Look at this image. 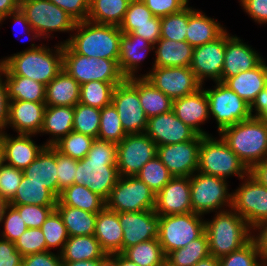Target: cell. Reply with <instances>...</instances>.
<instances>
[{
    "mask_svg": "<svg viewBox=\"0 0 267 266\" xmlns=\"http://www.w3.org/2000/svg\"><path fill=\"white\" fill-rule=\"evenodd\" d=\"M117 144L95 139L86 157L77 160L74 184H82L105 200L120 178Z\"/></svg>",
    "mask_w": 267,
    "mask_h": 266,
    "instance_id": "1",
    "label": "cell"
},
{
    "mask_svg": "<svg viewBox=\"0 0 267 266\" xmlns=\"http://www.w3.org/2000/svg\"><path fill=\"white\" fill-rule=\"evenodd\" d=\"M43 43L3 57L2 64L16 76H24L47 85L63 70V43L49 48Z\"/></svg>",
    "mask_w": 267,
    "mask_h": 266,
    "instance_id": "2",
    "label": "cell"
},
{
    "mask_svg": "<svg viewBox=\"0 0 267 266\" xmlns=\"http://www.w3.org/2000/svg\"><path fill=\"white\" fill-rule=\"evenodd\" d=\"M72 33L61 43H66L75 53L97 59L119 60L123 33L118 26L85 20L77 22Z\"/></svg>",
    "mask_w": 267,
    "mask_h": 266,
    "instance_id": "3",
    "label": "cell"
},
{
    "mask_svg": "<svg viewBox=\"0 0 267 266\" xmlns=\"http://www.w3.org/2000/svg\"><path fill=\"white\" fill-rule=\"evenodd\" d=\"M218 135L249 169L267 158V120L251 117Z\"/></svg>",
    "mask_w": 267,
    "mask_h": 266,
    "instance_id": "4",
    "label": "cell"
},
{
    "mask_svg": "<svg viewBox=\"0 0 267 266\" xmlns=\"http://www.w3.org/2000/svg\"><path fill=\"white\" fill-rule=\"evenodd\" d=\"M213 217L205 219V233L213 257L219 259L239 250L252 239V229L232 208L216 212Z\"/></svg>",
    "mask_w": 267,
    "mask_h": 266,
    "instance_id": "5",
    "label": "cell"
},
{
    "mask_svg": "<svg viewBox=\"0 0 267 266\" xmlns=\"http://www.w3.org/2000/svg\"><path fill=\"white\" fill-rule=\"evenodd\" d=\"M198 171L226 180L233 175L242 180L250 173V169L222 138L212 135L202 137L199 148Z\"/></svg>",
    "mask_w": 267,
    "mask_h": 266,
    "instance_id": "6",
    "label": "cell"
},
{
    "mask_svg": "<svg viewBox=\"0 0 267 266\" xmlns=\"http://www.w3.org/2000/svg\"><path fill=\"white\" fill-rule=\"evenodd\" d=\"M63 69L80 85L90 81L122 83L118 60L87 57L75 53L66 43L63 44Z\"/></svg>",
    "mask_w": 267,
    "mask_h": 266,
    "instance_id": "7",
    "label": "cell"
},
{
    "mask_svg": "<svg viewBox=\"0 0 267 266\" xmlns=\"http://www.w3.org/2000/svg\"><path fill=\"white\" fill-rule=\"evenodd\" d=\"M228 182L226 179L199 171L191 175L192 211L204 216L211 212L228 210L227 207L230 209L232 206V192H229Z\"/></svg>",
    "mask_w": 267,
    "mask_h": 266,
    "instance_id": "8",
    "label": "cell"
},
{
    "mask_svg": "<svg viewBox=\"0 0 267 266\" xmlns=\"http://www.w3.org/2000/svg\"><path fill=\"white\" fill-rule=\"evenodd\" d=\"M19 8L39 41L52 36L54 38L52 32L72 33L77 23L73 17L49 0H20Z\"/></svg>",
    "mask_w": 267,
    "mask_h": 266,
    "instance_id": "9",
    "label": "cell"
},
{
    "mask_svg": "<svg viewBox=\"0 0 267 266\" xmlns=\"http://www.w3.org/2000/svg\"><path fill=\"white\" fill-rule=\"evenodd\" d=\"M205 232L203 215L194 212L159 216L158 241L165 256L185 247Z\"/></svg>",
    "mask_w": 267,
    "mask_h": 266,
    "instance_id": "10",
    "label": "cell"
},
{
    "mask_svg": "<svg viewBox=\"0 0 267 266\" xmlns=\"http://www.w3.org/2000/svg\"><path fill=\"white\" fill-rule=\"evenodd\" d=\"M212 89L206 88L209 116L216 120L219 133L222 129L251 118L250 104L240 98L223 82H214Z\"/></svg>",
    "mask_w": 267,
    "mask_h": 266,
    "instance_id": "11",
    "label": "cell"
},
{
    "mask_svg": "<svg viewBox=\"0 0 267 266\" xmlns=\"http://www.w3.org/2000/svg\"><path fill=\"white\" fill-rule=\"evenodd\" d=\"M156 194L137 176H120L106 199V208L121 212L154 210Z\"/></svg>",
    "mask_w": 267,
    "mask_h": 266,
    "instance_id": "12",
    "label": "cell"
},
{
    "mask_svg": "<svg viewBox=\"0 0 267 266\" xmlns=\"http://www.w3.org/2000/svg\"><path fill=\"white\" fill-rule=\"evenodd\" d=\"M112 104L126 134L145 133L149 118L139 99V77H131L118 84L113 92Z\"/></svg>",
    "mask_w": 267,
    "mask_h": 266,
    "instance_id": "13",
    "label": "cell"
},
{
    "mask_svg": "<svg viewBox=\"0 0 267 266\" xmlns=\"http://www.w3.org/2000/svg\"><path fill=\"white\" fill-rule=\"evenodd\" d=\"M241 182L232 192L231 208L253 229L267 220V187L250 173Z\"/></svg>",
    "mask_w": 267,
    "mask_h": 266,
    "instance_id": "14",
    "label": "cell"
},
{
    "mask_svg": "<svg viewBox=\"0 0 267 266\" xmlns=\"http://www.w3.org/2000/svg\"><path fill=\"white\" fill-rule=\"evenodd\" d=\"M140 77H144L171 100L190 95L202 87L190 67H153Z\"/></svg>",
    "mask_w": 267,
    "mask_h": 266,
    "instance_id": "15",
    "label": "cell"
},
{
    "mask_svg": "<svg viewBox=\"0 0 267 266\" xmlns=\"http://www.w3.org/2000/svg\"><path fill=\"white\" fill-rule=\"evenodd\" d=\"M117 168L120 176H137L141 168L157 156L156 143L146 134H127L117 144Z\"/></svg>",
    "mask_w": 267,
    "mask_h": 266,
    "instance_id": "16",
    "label": "cell"
},
{
    "mask_svg": "<svg viewBox=\"0 0 267 266\" xmlns=\"http://www.w3.org/2000/svg\"><path fill=\"white\" fill-rule=\"evenodd\" d=\"M202 137L197 135L190 141L157 146V156L173 177H190L198 171Z\"/></svg>",
    "mask_w": 267,
    "mask_h": 266,
    "instance_id": "17",
    "label": "cell"
},
{
    "mask_svg": "<svg viewBox=\"0 0 267 266\" xmlns=\"http://www.w3.org/2000/svg\"><path fill=\"white\" fill-rule=\"evenodd\" d=\"M224 58L225 31L217 39L193 49L190 69L202 84L207 79L222 82Z\"/></svg>",
    "mask_w": 267,
    "mask_h": 266,
    "instance_id": "18",
    "label": "cell"
},
{
    "mask_svg": "<svg viewBox=\"0 0 267 266\" xmlns=\"http://www.w3.org/2000/svg\"><path fill=\"white\" fill-rule=\"evenodd\" d=\"M123 230L122 252L140 242L158 238L159 215L154 210L118 213Z\"/></svg>",
    "mask_w": 267,
    "mask_h": 266,
    "instance_id": "19",
    "label": "cell"
},
{
    "mask_svg": "<svg viewBox=\"0 0 267 266\" xmlns=\"http://www.w3.org/2000/svg\"><path fill=\"white\" fill-rule=\"evenodd\" d=\"M264 58L240 37L225 30V58L222 68V82L256 67Z\"/></svg>",
    "mask_w": 267,
    "mask_h": 266,
    "instance_id": "20",
    "label": "cell"
},
{
    "mask_svg": "<svg viewBox=\"0 0 267 266\" xmlns=\"http://www.w3.org/2000/svg\"><path fill=\"white\" fill-rule=\"evenodd\" d=\"M145 133L160 145H170L193 140L198 134L184 124L173 110L150 117Z\"/></svg>",
    "mask_w": 267,
    "mask_h": 266,
    "instance_id": "21",
    "label": "cell"
},
{
    "mask_svg": "<svg viewBox=\"0 0 267 266\" xmlns=\"http://www.w3.org/2000/svg\"><path fill=\"white\" fill-rule=\"evenodd\" d=\"M190 177H173L155 197L154 211L159 216L193 212Z\"/></svg>",
    "mask_w": 267,
    "mask_h": 266,
    "instance_id": "22",
    "label": "cell"
},
{
    "mask_svg": "<svg viewBox=\"0 0 267 266\" xmlns=\"http://www.w3.org/2000/svg\"><path fill=\"white\" fill-rule=\"evenodd\" d=\"M172 110L184 124L193 129L198 135H211L204 128H201V125L205 124V121L210 118L209 102L204 84L198 91L173 100Z\"/></svg>",
    "mask_w": 267,
    "mask_h": 266,
    "instance_id": "23",
    "label": "cell"
},
{
    "mask_svg": "<svg viewBox=\"0 0 267 266\" xmlns=\"http://www.w3.org/2000/svg\"><path fill=\"white\" fill-rule=\"evenodd\" d=\"M45 109V102L11 100L7 127L17 134L37 135L42 128Z\"/></svg>",
    "mask_w": 267,
    "mask_h": 266,
    "instance_id": "24",
    "label": "cell"
},
{
    "mask_svg": "<svg viewBox=\"0 0 267 266\" xmlns=\"http://www.w3.org/2000/svg\"><path fill=\"white\" fill-rule=\"evenodd\" d=\"M31 134H17L11 136L7 132L0 135V142L3 148L4 163L17 169L24 170L38 156L46 146L38 145Z\"/></svg>",
    "mask_w": 267,
    "mask_h": 266,
    "instance_id": "25",
    "label": "cell"
},
{
    "mask_svg": "<svg viewBox=\"0 0 267 266\" xmlns=\"http://www.w3.org/2000/svg\"><path fill=\"white\" fill-rule=\"evenodd\" d=\"M154 51V45L143 37L133 33L122 34L120 39V53L118 66L122 75L128 79L131 77H140L137 74L140 64L148 56L147 54ZM149 52V53H148Z\"/></svg>",
    "mask_w": 267,
    "mask_h": 266,
    "instance_id": "26",
    "label": "cell"
},
{
    "mask_svg": "<svg viewBox=\"0 0 267 266\" xmlns=\"http://www.w3.org/2000/svg\"><path fill=\"white\" fill-rule=\"evenodd\" d=\"M94 236L106 255L122 253L123 230L118 213L104 208L97 214Z\"/></svg>",
    "mask_w": 267,
    "mask_h": 266,
    "instance_id": "27",
    "label": "cell"
},
{
    "mask_svg": "<svg viewBox=\"0 0 267 266\" xmlns=\"http://www.w3.org/2000/svg\"><path fill=\"white\" fill-rule=\"evenodd\" d=\"M23 174L49 189L57 198L61 192L58 189V176L56 165V149L45 146L36 159L23 170Z\"/></svg>",
    "mask_w": 267,
    "mask_h": 266,
    "instance_id": "28",
    "label": "cell"
},
{
    "mask_svg": "<svg viewBox=\"0 0 267 266\" xmlns=\"http://www.w3.org/2000/svg\"><path fill=\"white\" fill-rule=\"evenodd\" d=\"M265 60L264 58L251 70L239 72L236 76L229 77L224 84L251 105L257 94L267 87V64Z\"/></svg>",
    "mask_w": 267,
    "mask_h": 266,
    "instance_id": "29",
    "label": "cell"
},
{
    "mask_svg": "<svg viewBox=\"0 0 267 266\" xmlns=\"http://www.w3.org/2000/svg\"><path fill=\"white\" fill-rule=\"evenodd\" d=\"M226 30L215 18L208 17L203 11L190 7L186 41L193 47L217 39Z\"/></svg>",
    "mask_w": 267,
    "mask_h": 266,
    "instance_id": "30",
    "label": "cell"
},
{
    "mask_svg": "<svg viewBox=\"0 0 267 266\" xmlns=\"http://www.w3.org/2000/svg\"><path fill=\"white\" fill-rule=\"evenodd\" d=\"M193 47L187 41L160 38L154 45L152 67H190Z\"/></svg>",
    "mask_w": 267,
    "mask_h": 266,
    "instance_id": "31",
    "label": "cell"
},
{
    "mask_svg": "<svg viewBox=\"0 0 267 266\" xmlns=\"http://www.w3.org/2000/svg\"><path fill=\"white\" fill-rule=\"evenodd\" d=\"M74 107L46 106L41 134H48L49 139L44 142L46 146H53L62 137L73 131ZM51 137V138H50Z\"/></svg>",
    "mask_w": 267,
    "mask_h": 266,
    "instance_id": "32",
    "label": "cell"
},
{
    "mask_svg": "<svg viewBox=\"0 0 267 266\" xmlns=\"http://www.w3.org/2000/svg\"><path fill=\"white\" fill-rule=\"evenodd\" d=\"M79 101L80 84L64 69L46 85V106L74 107Z\"/></svg>",
    "mask_w": 267,
    "mask_h": 266,
    "instance_id": "33",
    "label": "cell"
},
{
    "mask_svg": "<svg viewBox=\"0 0 267 266\" xmlns=\"http://www.w3.org/2000/svg\"><path fill=\"white\" fill-rule=\"evenodd\" d=\"M1 70L5 78L9 101L45 102L46 85L24 76L13 75L3 64Z\"/></svg>",
    "mask_w": 267,
    "mask_h": 266,
    "instance_id": "34",
    "label": "cell"
},
{
    "mask_svg": "<svg viewBox=\"0 0 267 266\" xmlns=\"http://www.w3.org/2000/svg\"><path fill=\"white\" fill-rule=\"evenodd\" d=\"M63 262L103 259L106 253L94 235L71 236L60 252Z\"/></svg>",
    "mask_w": 267,
    "mask_h": 266,
    "instance_id": "35",
    "label": "cell"
},
{
    "mask_svg": "<svg viewBox=\"0 0 267 266\" xmlns=\"http://www.w3.org/2000/svg\"><path fill=\"white\" fill-rule=\"evenodd\" d=\"M58 200L66 206L99 213L106 207V200L82 184H73L61 191Z\"/></svg>",
    "mask_w": 267,
    "mask_h": 266,
    "instance_id": "36",
    "label": "cell"
},
{
    "mask_svg": "<svg viewBox=\"0 0 267 266\" xmlns=\"http://www.w3.org/2000/svg\"><path fill=\"white\" fill-rule=\"evenodd\" d=\"M55 209L62 217L69 237L80 235H94L98 213H91L78 208L63 205L57 201Z\"/></svg>",
    "mask_w": 267,
    "mask_h": 266,
    "instance_id": "37",
    "label": "cell"
},
{
    "mask_svg": "<svg viewBox=\"0 0 267 266\" xmlns=\"http://www.w3.org/2000/svg\"><path fill=\"white\" fill-rule=\"evenodd\" d=\"M129 2L126 0H89L88 21L120 26Z\"/></svg>",
    "mask_w": 267,
    "mask_h": 266,
    "instance_id": "38",
    "label": "cell"
},
{
    "mask_svg": "<svg viewBox=\"0 0 267 266\" xmlns=\"http://www.w3.org/2000/svg\"><path fill=\"white\" fill-rule=\"evenodd\" d=\"M58 198L43 184L30 181L24 174L10 205L56 206Z\"/></svg>",
    "mask_w": 267,
    "mask_h": 266,
    "instance_id": "39",
    "label": "cell"
},
{
    "mask_svg": "<svg viewBox=\"0 0 267 266\" xmlns=\"http://www.w3.org/2000/svg\"><path fill=\"white\" fill-rule=\"evenodd\" d=\"M139 99L141 107L148 118L172 110L173 100L154 87L144 77H139Z\"/></svg>",
    "mask_w": 267,
    "mask_h": 266,
    "instance_id": "40",
    "label": "cell"
},
{
    "mask_svg": "<svg viewBox=\"0 0 267 266\" xmlns=\"http://www.w3.org/2000/svg\"><path fill=\"white\" fill-rule=\"evenodd\" d=\"M209 255L208 238L204 232L200 237L189 242L185 247L169 252L165 260L171 266H194L198 261Z\"/></svg>",
    "mask_w": 267,
    "mask_h": 266,
    "instance_id": "41",
    "label": "cell"
},
{
    "mask_svg": "<svg viewBox=\"0 0 267 266\" xmlns=\"http://www.w3.org/2000/svg\"><path fill=\"white\" fill-rule=\"evenodd\" d=\"M122 254L139 266H159L166 257L158 238L128 247Z\"/></svg>",
    "mask_w": 267,
    "mask_h": 266,
    "instance_id": "42",
    "label": "cell"
},
{
    "mask_svg": "<svg viewBox=\"0 0 267 266\" xmlns=\"http://www.w3.org/2000/svg\"><path fill=\"white\" fill-rule=\"evenodd\" d=\"M121 83L90 81L80 85V101L84 105L102 109L112 104L115 87Z\"/></svg>",
    "mask_w": 267,
    "mask_h": 266,
    "instance_id": "43",
    "label": "cell"
},
{
    "mask_svg": "<svg viewBox=\"0 0 267 266\" xmlns=\"http://www.w3.org/2000/svg\"><path fill=\"white\" fill-rule=\"evenodd\" d=\"M101 109L77 103L74 106L73 131L98 139Z\"/></svg>",
    "mask_w": 267,
    "mask_h": 266,
    "instance_id": "44",
    "label": "cell"
},
{
    "mask_svg": "<svg viewBox=\"0 0 267 266\" xmlns=\"http://www.w3.org/2000/svg\"><path fill=\"white\" fill-rule=\"evenodd\" d=\"M127 134L125 133L117 109L113 104L101 109L98 139L120 143Z\"/></svg>",
    "mask_w": 267,
    "mask_h": 266,
    "instance_id": "45",
    "label": "cell"
},
{
    "mask_svg": "<svg viewBox=\"0 0 267 266\" xmlns=\"http://www.w3.org/2000/svg\"><path fill=\"white\" fill-rule=\"evenodd\" d=\"M94 140L95 138L89 135L72 131L62 137L53 147L65 156L75 160H82L87 156Z\"/></svg>",
    "mask_w": 267,
    "mask_h": 266,
    "instance_id": "46",
    "label": "cell"
},
{
    "mask_svg": "<svg viewBox=\"0 0 267 266\" xmlns=\"http://www.w3.org/2000/svg\"><path fill=\"white\" fill-rule=\"evenodd\" d=\"M44 234L47 251L58 248L60 253L69 238L66 226L59 212L54 209L41 226Z\"/></svg>",
    "mask_w": 267,
    "mask_h": 266,
    "instance_id": "47",
    "label": "cell"
},
{
    "mask_svg": "<svg viewBox=\"0 0 267 266\" xmlns=\"http://www.w3.org/2000/svg\"><path fill=\"white\" fill-rule=\"evenodd\" d=\"M137 177L145 182L155 194L173 178L158 156L149 160L141 168Z\"/></svg>",
    "mask_w": 267,
    "mask_h": 266,
    "instance_id": "48",
    "label": "cell"
},
{
    "mask_svg": "<svg viewBox=\"0 0 267 266\" xmlns=\"http://www.w3.org/2000/svg\"><path fill=\"white\" fill-rule=\"evenodd\" d=\"M190 17V6H186L177 13L161 17V38L186 41L188 19Z\"/></svg>",
    "mask_w": 267,
    "mask_h": 266,
    "instance_id": "49",
    "label": "cell"
},
{
    "mask_svg": "<svg viewBox=\"0 0 267 266\" xmlns=\"http://www.w3.org/2000/svg\"><path fill=\"white\" fill-rule=\"evenodd\" d=\"M256 242L251 239L239 250L219 258V266H263Z\"/></svg>",
    "mask_w": 267,
    "mask_h": 266,
    "instance_id": "50",
    "label": "cell"
},
{
    "mask_svg": "<svg viewBox=\"0 0 267 266\" xmlns=\"http://www.w3.org/2000/svg\"><path fill=\"white\" fill-rule=\"evenodd\" d=\"M154 15L142 0H135L129 3L120 31L123 34L133 33L135 25L153 24Z\"/></svg>",
    "mask_w": 267,
    "mask_h": 266,
    "instance_id": "51",
    "label": "cell"
},
{
    "mask_svg": "<svg viewBox=\"0 0 267 266\" xmlns=\"http://www.w3.org/2000/svg\"><path fill=\"white\" fill-rule=\"evenodd\" d=\"M2 223L4 226L3 231L0 233L1 238L13 243H15L27 229L19 212L10 204H8L4 210L0 225H2Z\"/></svg>",
    "mask_w": 267,
    "mask_h": 266,
    "instance_id": "52",
    "label": "cell"
},
{
    "mask_svg": "<svg viewBox=\"0 0 267 266\" xmlns=\"http://www.w3.org/2000/svg\"><path fill=\"white\" fill-rule=\"evenodd\" d=\"M14 244L23 257L47 251L46 240L41 228H27Z\"/></svg>",
    "mask_w": 267,
    "mask_h": 266,
    "instance_id": "53",
    "label": "cell"
},
{
    "mask_svg": "<svg viewBox=\"0 0 267 266\" xmlns=\"http://www.w3.org/2000/svg\"><path fill=\"white\" fill-rule=\"evenodd\" d=\"M23 177V170L3 163L0 167V198L9 202L15 195Z\"/></svg>",
    "mask_w": 267,
    "mask_h": 266,
    "instance_id": "54",
    "label": "cell"
},
{
    "mask_svg": "<svg viewBox=\"0 0 267 266\" xmlns=\"http://www.w3.org/2000/svg\"><path fill=\"white\" fill-rule=\"evenodd\" d=\"M20 214L27 228H41L44 221L55 209L56 206H39V205H11Z\"/></svg>",
    "mask_w": 267,
    "mask_h": 266,
    "instance_id": "55",
    "label": "cell"
},
{
    "mask_svg": "<svg viewBox=\"0 0 267 266\" xmlns=\"http://www.w3.org/2000/svg\"><path fill=\"white\" fill-rule=\"evenodd\" d=\"M56 165L58 189L61 192L65 188L74 184L77 172V160L65 156L56 150Z\"/></svg>",
    "mask_w": 267,
    "mask_h": 266,
    "instance_id": "56",
    "label": "cell"
},
{
    "mask_svg": "<svg viewBox=\"0 0 267 266\" xmlns=\"http://www.w3.org/2000/svg\"><path fill=\"white\" fill-rule=\"evenodd\" d=\"M155 17L177 13L189 5V0H142Z\"/></svg>",
    "mask_w": 267,
    "mask_h": 266,
    "instance_id": "57",
    "label": "cell"
},
{
    "mask_svg": "<svg viewBox=\"0 0 267 266\" xmlns=\"http://www.w3.org/2000/svg\"><path fill=\"white\" fill-rule=\"evenodd\" d=\"M66 13L76 22L85 21L88 18L89 0H49Z\"/></svg>",
    "mask_w": 267,
    "mask_h": 266,
    "instance_id": "58",
    "label": "cell"
},
{
    "mask_svg": "<svg viewBox=\"0 0 267 266\" xmlns=\"http://www.w3.org/2000/svg\"><path fill=\"white\" fill-rule=\"evenodd\" d=\"M22 266H63V261L60 253L44 251L24 256Z\"/></svg>",
    "mask_w": 267,
    "mask_h": 266,
    "instance_id": "59",
    "label": "cell"
},
{
    "mask_svg": "<svg viewBox=\"0 0 267 266\" xmlns=\"http://www.w3.org/2000/svg\"><path fill=\"white\" fill-rule=\"evenodd\" d=\"M239 3L254 22L260 26L267 24V0H239Z\"/></svg>",
    "mask_w": 267,
    "mask_h": 266,
    "instance_id": "60",
    "label": "cell"
},
{
    "mask_svg": "<svg viewBox=\"0 0 267 266\" xmlns=\"http://www.w3.org/2000/svg\"><path fill=\"white\" fill-rule=\"evenodd\" d=\"M22 258L13 242L0 237V266H22Z\"/></svg>",
    "mask_w": 267,
    "mask_h": 266,
    "instance_id": "61",
    "label": "cell"
},
{
    "mask_svg": "<svg viewBox=\"0 0 267 266\" xmlns=\"http://www.w3.org/2000/svg\"><path fill=\"white\" fill-rule=\"evenodd\" d=\"M134 35L143 37L155 45L161 38V18L153 17V24L135 25Z\"/></svg>",
    "mask_w": 267,
    "mask_h": 266,
    "instance_id": "62",
    "label": "cell"
},
{
    "mask_svg": "<svg viewBox=\"0 0 267 266\" xmlns=\"http://www.w3.org/2000/svg\"><path fill=\"white\" fill-rule=\"evenodd\" d=\"M9 99L3 71H0V135L6 132L8 122Z\"/></svg>",
    "mask_w": 267,
    "mask_h": 266,
    "instance_id": "63",
    "label": "cell"
},
{
    "mask_svg": "<svg viewBox=\"0 0 267 266\" xmlns=\"http://www.w3.org/2000/svg\"><path fill=\"white\" fill-rule=\"evenodd\" d=\"M252 239L256 242L263 261L267 260V220L252 229Z\"/></svg>",
    "mask_w": 267,
    "mask_h": 266,
    "instance_id": "64",
    "label": "cell"
},
{
    "mask_svg": "<svg viewBox=\"0 0 267 266\" xmlns=\"http://www.w3.org/2000/svg\"><path fill=\"white\" fill-rule=\"evenodd\" d=\"M250 113L252 117L267 120V87L257 94L250 105Z\"/></svg>",
    "mask_w": 267,
    "mask_h": 266,
    "instance_id": "65",
    "label": "cell"
},
{
    "mask_svg": "<svg viewBox=\"0 0 267 266\" xmlns=\"http://www.w3.org/2000/svg\"><path fill=\"white\" fill-rule=\"evenodd\" d=\"M11 19L13 20L14 24L15 25H21V27L24 28V31L27 32V34H29L28 36L30 37V41L31 40H39L35 33L33 32L32 30V27L30 26V23L28 22V20L26 19V16L25 14L21 11V9H17L16 11L14 12H11L9 15L5 16V17H2L1 18V24H3V22L7 19Z\"/></svg>",
    "mask_w": 267,
    "mask_h": 266,
    "instance_id": "66",
    "label": "cell"
},
{
    "mask_svg": "<svg viewBox=\"0 0 267 266\" xmlns=\"http://www.w3.org/2000/svg\"><path fill=\"white\" fill-rule=\"evenodd\" d=\"M250 174L262 185L267 187V158L255 164L250 169Z\"/></svg>",
    "mask_w": 267,
    "mask_h": 266,
    "instance_id": "67",
    "label": "cell"
},
{
    "mask_svg": "<svg viewBox=\"0 0 267 266\" xmlns=\"http://www.w3.org/2000/svg\"><path fill=\"white\" fill-rule=\"evenodd\" d=\"M20 0H0V18L19 9Z\"/></svg>",
    "mask_w": 267,
    "mask_h": 266,
    "instance_id": "68",
    "label": "cell"
},
{
    "mask_svg": "<svg viewBox=\"0 0 267 266\" xmlns=\"http://www.w3.org/2000/svg\"><path fill=\"white\" fill-rule=\"evenodd\" d=\"M102 259L63 262V266H100Z\"/></svg>",
    "mask_w": 267,
    "mask_h": 266,
    "instance_id": "69",
    "label": "cell"
},
{
    "mask_svg": "<svg viewBox=\"0 0 267 266\" xmlns=\"http://www.w3.org/2000/svg\"><path fill=\"white\" fill-rule=\"evenodd\" d=\"M194 266H219V259L209 255L198 261Z\"/></svg>",
    "mask_w": 267,
    "mask_h": 266,
    "instance_id": "70",
    "label": "cell"
},
{
    "mask_svg": "<svg viewBox=\"0 0 267 266\" xmlns=\"http://www.w3.org/2000/svg\"><path fill=\"white\" fill-rule=\"evenodd\" d=\"M100 266H117V254L106 255L101 260Z\"/></svg>",
    "mask_w": 267,
    "mask_h": 266,
    "instance_id": "71",
    "label": "cell"
},
{
    "mask_svg": "<svg viewBox=\"0 0 267 266\" xmlns=\"http://www.w3.org/2000/svg\"><path fill=\"white\" fill-rule=\"evenodd\" d=\"M117 266H139L127 259L122 253L117 254Z\"/></svg>",
    "mask_w": 267,
    "mask_h": 266,
    "instance_id": "72",
    "label": "cell"
},
{
    "mask_svg": "<svg viewBox=\"0 0 267 266\" xmlns=\"http://www.w3.org/2000/svg\"><path fill=\"white\" fill-rule=\"evenodd\" d=\"M7 205H8V202L5 199L0 198V220L3 216L4 210Z\"/></svg>",
    "mask_w": 267,
    "mask_h": 266,
    "instance_id": "73",
    "label": "cell"
},
{
    "mask_svg": "<svg viewBox=\"0 0 267 266\" xmlns=\"http://www.w3.org/2000/svg\"><path fill=\"white\" fill-rule=\"evenodd\" d=\"M4 163V157H3V148H2V144L0 142V167L1 165Z\"/></svg>",
    "mask_w": 267,
    "mask_h": 266,
    "instance_id": "74",
    "label": "cell"
},
{
    "mask_svg": "<svg viewBox=\"0 0 267 266\" xmlns=\"http://www.w3.org/2000/svg\"><path fill=\"white\" fill-rule=\"evenodd\" d=\"M159 266H171L166 260Z\"/></svg>",
    "mask_w": 267,
    "mask_h": 266,
    "instance_id": "75",
    "label": "cell"
},
{
    "mask_svg": "<svg viewBox=\"0 0 267 266\" xmlns=\"http://www.w3.org/2000/svg\"><path fill=\"white\" fill-rule=\"evenodd\" d=\"M1 68H2V59H0V71H1Z\"/></svg>",
    "mask_w": 267,
    "mask_h": 266,
    "instance_id": "76",
    "label": "cell"
},
{
    "mask_svg": "<svg viewBox=\"0 0 267 266\" xmlns=\"http://www.w3.org/2000/svg\"><path fill=\"white\" fill-rule=\"evenodd\" d=\"M263 266H267V260L264 261V265Z\"/></svg>",
    "mask_w": 267,
    "mask_h": 266,
    "instance_id": "77",
    "label": "cell"
}]
</instances>
